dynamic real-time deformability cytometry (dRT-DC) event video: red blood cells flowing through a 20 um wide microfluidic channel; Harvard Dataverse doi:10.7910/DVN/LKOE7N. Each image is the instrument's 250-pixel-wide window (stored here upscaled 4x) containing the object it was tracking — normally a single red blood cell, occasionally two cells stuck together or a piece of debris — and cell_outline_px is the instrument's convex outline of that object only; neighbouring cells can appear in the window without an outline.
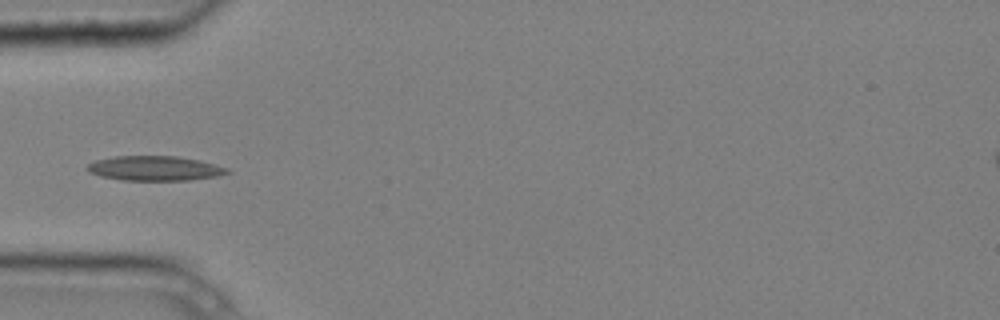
{"species": "common noctule bat (a hibernating species)", "species_latin": "Nyctalus noctula", "temperature_condition": "cold", "stored_images_in_passage": 4, "camera_frame_rate_fps": 3000, "um_per_image_px": 0.085, "animal": {"sex": "male", "body_mass_g": 20.4}, "frame": {"image": 1, "passage_image": 3, "time_ms": 0.667, "image_size_px": [1000, 320], "cell_outline_px": [[232, 172], [216, 176], [188, 180], [120, 180], [100, 176], [88, 172], [84, 168], [88, 164], [96, 160], [116, 156], [176, 156], [200, 160], [228, 168]], "centroid_in_image_um": [13.13, 14.31], "position_along_channel_um": 71.9, "area_um2": 20.17}}
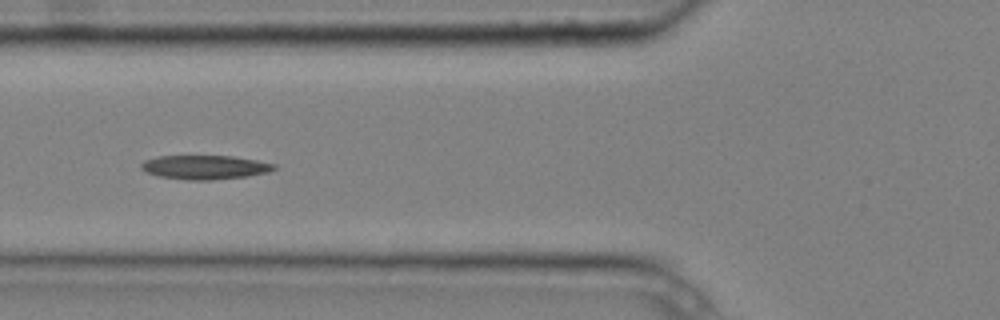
{"frame": {"image": 2, "passage_image": 4, "time_ms": 1.0, "image_size_px": [1000, 320], "cell_outline_px": [[276, 168], [268, 172], [248, 176], [212, 180], [188, 180], [160, 176], [148, 172], [140, 168], [140, 164], [144, 160], [160, 156], [232, 156], [256, 160], [276, 164]], "centroid_in_image_um": [17.43, 14.21], "position_along_channel_um": 108.4, "area_um2": 18.5}}